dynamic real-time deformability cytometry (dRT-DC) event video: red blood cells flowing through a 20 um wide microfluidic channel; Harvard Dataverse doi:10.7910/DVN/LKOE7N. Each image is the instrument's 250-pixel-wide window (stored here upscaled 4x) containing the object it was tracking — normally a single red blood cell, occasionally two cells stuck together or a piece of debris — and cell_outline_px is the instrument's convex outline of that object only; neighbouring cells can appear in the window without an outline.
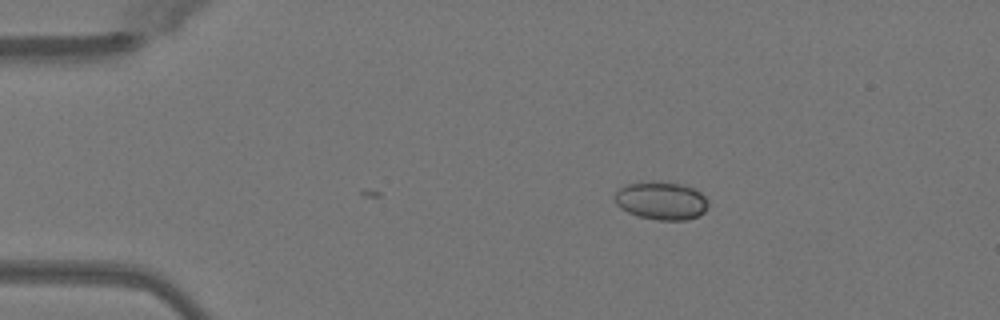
{"species": "Egyptian fruit bat (a non-hibernating species)", "species_latin": "Rousettus aegyptiacus", "temperature_condition": "warm", "stored_images_in_passage": 3, "camera_frame_rate_fps": 3000, "um_per_image_px": 0.085, "animal": {"sex": "female"}, "frame": {"image": 1, "passage_image": 3, "time_ms": 0.667, "image_size_px": [1000, 320], "cell_outline_px": [[708, 204], [704, 212], [696, 216], [684, 220], [660, 220], [640, 216], [628, 212], [620, 208], [616, 204], [616, 192], [620, 188], [628, 184], [652, 180], [684, 184], [700, 192], [708, 200]], "centroid_in_image_um": [56.22, 17.04], "position_along_channel_um": 28.8, "area_um2": 20.63}}